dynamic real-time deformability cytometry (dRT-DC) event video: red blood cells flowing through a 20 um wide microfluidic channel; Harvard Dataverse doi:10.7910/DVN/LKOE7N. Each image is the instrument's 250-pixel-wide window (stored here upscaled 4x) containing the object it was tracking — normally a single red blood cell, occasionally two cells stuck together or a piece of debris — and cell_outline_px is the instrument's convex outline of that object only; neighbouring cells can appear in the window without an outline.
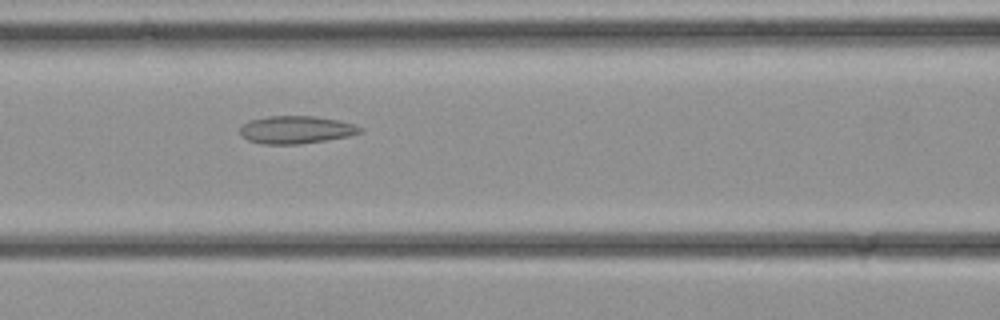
{"species": "common noctule bat (a hibernating species)", "species_latin": "Nyctalus noctula", "temperature_condition": "cold", "stored_images_in_passage": 35, "camera_frame_rate_fps": 3000, "um_per_image_px": 0.085, "animal": {"sex": "female", "body_mass_g": 21.9}, "frame": {"image": 1, "passage_image": 15, "time_ms": 4.667, "image_size_px": [1000, 320], "cell_outline_px": [[364, 132], [348, 136], [300, 144], [264, 144], [248, 140], [240, 136], [240, 128], [248, 120], [268, 116], [316, 116], [340, 120], [364, 128]], "centroid_in_image_um": [25.17, 11.02], "position_along_channel_um": 141.4, "area_um2": 19.48}}
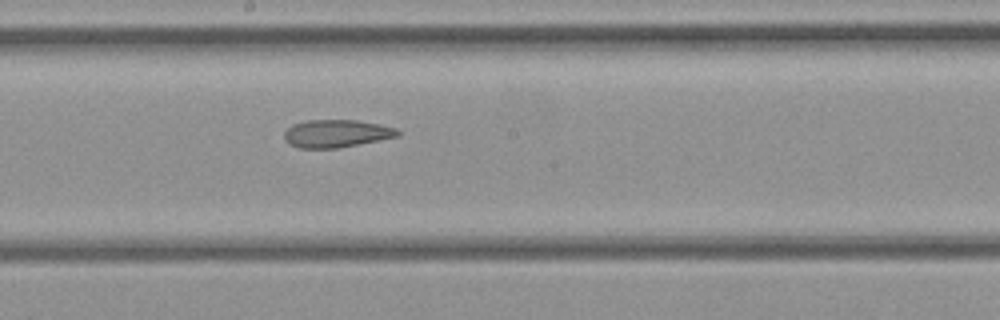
{"frame": {"image": 2, "passage_image": 19, "time_ms": 6.0, "image_size_px": [1000, 320], "cell_outline_px": [[400, 136], [380, 140], [336, 148], [300, 148], [288, 144], [284, 140], [284, 132], [292, 124], [308, 120], [356, 120], [380, 124], [396, 128], [400, 132]], "centroid_in_image_um": [28.58, 11.35], "position_along_channel_um": 219.6, "area_um2": 18.38}}
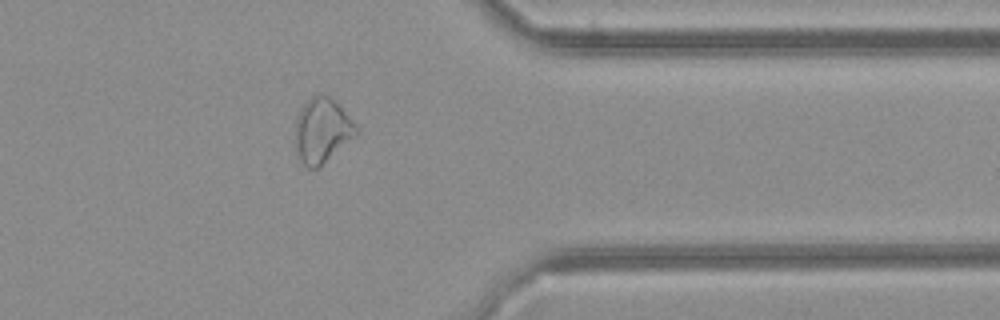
{"frame": {"image": 3, "passage_image": 28, "time_ms": 9.0, "image_size_px": [1000, 320], "cell_outline_px": [[360, 132], [316, 168], [308, 168], [300, 160], [296, 152], [296, 120], [300, 108], [312, 96], [320, 92], [336, 100], [340, 104], [360, 128]], "centroid_in_image_um": [27.41, 11.03], "position_along_channel_um": 384.0, "area_um2": 23.0}}